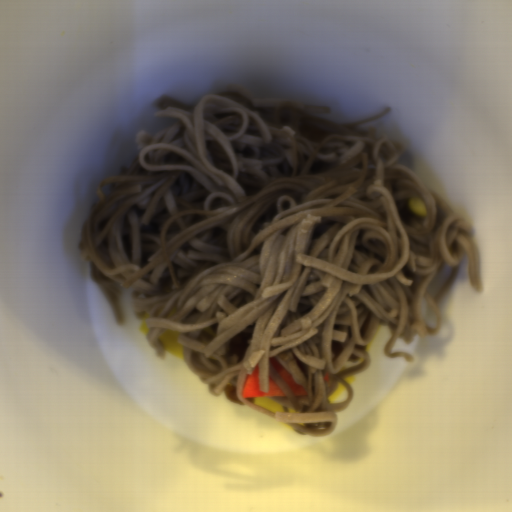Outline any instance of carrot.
Here are the masks:
<instances>
[{"label":"carrot","instance_id":"carrot-1","mask_svg":"<svg viewBox=\"0 0 512 512\" xmlns=\"http://www.w3.org/2000/svg\"><path fill=\"white\" fill-rule=\"evenodd\" d=\"M288 396L285 394L281 388L276 384V382L269 375L268 380V388L267 392L261 390L260 382H259V365L256 363L253 372L248 373L243 392L242 398H259V397H284Z\"/></svg>","mask_w":512,"mask_h":512},{"label":"carrot","instance_id":"carrot-2","mask_svg":"<svg viewBox=\"0 0 512 512\" xmlns=\"http://www.w3.org/2000/svg\"><path fill=\"white\" fill-rule=\"evenodd\" d=\"M269 362L294 396L308 395L304 386L294 381L293 374L282 365L276 356L269 358Z\"/></svg>","mask_w":512,"mask_h":512},{"label":"carrot","instance_id":"carrot-3","mask_svg":"<svg viewBox=\"0 0 512 512\" xmlns=\"http://www.w3.org/2000/svg\"><path fill=\"white\" fill-rule=\"evenodd\" d=\"M323 381H325L326 383L327 382H330V376L328 374V372H325L324 375H323Z\"/></svg>","mask_w":512,"mask_h":512}]
</instances>
